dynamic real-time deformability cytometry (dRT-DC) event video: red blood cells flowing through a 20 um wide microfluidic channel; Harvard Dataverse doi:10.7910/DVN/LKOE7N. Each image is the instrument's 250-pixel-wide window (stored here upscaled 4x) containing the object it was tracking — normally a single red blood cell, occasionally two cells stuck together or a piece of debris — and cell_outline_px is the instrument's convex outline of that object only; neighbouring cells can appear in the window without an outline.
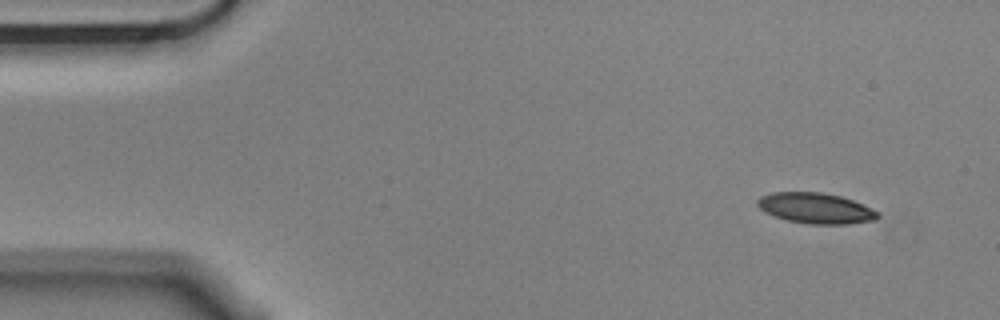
{"species": "Egyptian fruit bat (a non-hibernating species)", "species_latin": "Rousettus aegyptiacus", "temperature_condition": "cold", "stored_images_in_passage": 3, "camera_frame_rate_fps": 3000, "um_per_image_px": 0.085, "animal": {"sex": "male"}, "frame": {"image": 1, "passage_image": 1, "time_ms": 0.0, "image_size_px": [1000, 320], "cell_outline_px": [[880, 216], [872, 220], [848, 224], [808, 224], [788, 220], [776, 216], [760, 208], [756, 204], [756, 200], [760, 196], [772, 192], [820, 192], [840, 196], [852, 200], [880, 212]], "centroid_in_image_um": [69.33, 17.69], "position_along_channel_um": 15.7, "area_um2": 21.27}}
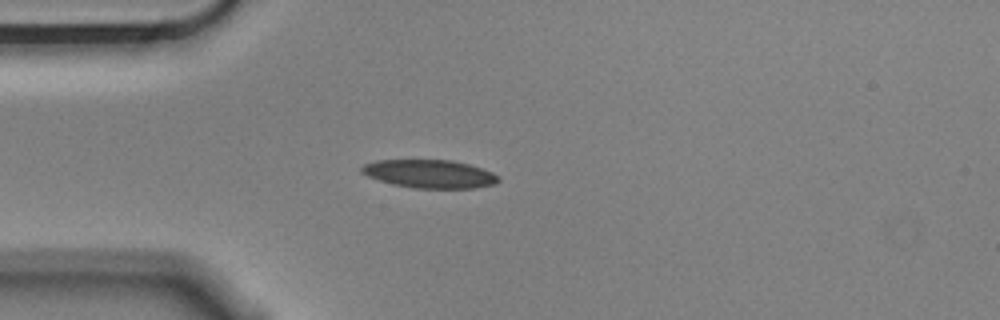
{"frame": {"image": 2, "passage_image": 3, "time_ms": 0.667, "image_size_px": [1000, 320], "cell_outline_px": [[500, 180], [496, 184], [476, 188], [412, 188], [392, 184], [368, 176], [360, 172], [360, 168], [364, 164], [376, 160], [452, 160], [468, 164], [492, 172], [500, 176]], "centroid_in_image_um": [36.53, 14.78], "position_along_channel_um": 48.5, "area_um2": 22.6}}